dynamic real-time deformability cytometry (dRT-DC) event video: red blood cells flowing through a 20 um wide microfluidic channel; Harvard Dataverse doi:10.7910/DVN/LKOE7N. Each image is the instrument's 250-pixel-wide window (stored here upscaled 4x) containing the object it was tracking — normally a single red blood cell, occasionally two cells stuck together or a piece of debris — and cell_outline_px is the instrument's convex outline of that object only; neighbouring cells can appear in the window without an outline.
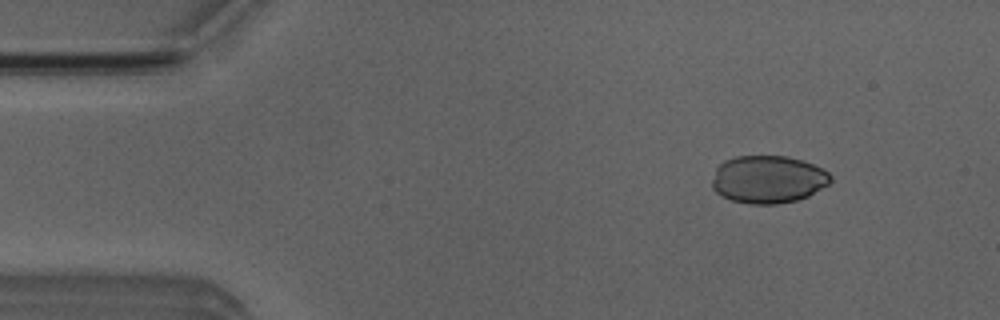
{"species": "Egyptian fruit bat (a non-hibernating species)", "species_latin": "Rousettus aegyptiacus", "temperature_condition": "room temperature", "stored_images_in_passage": 49, "camera_frame_rate_fps": 3000, "um_per_image_px": 0.085, "animal": {"sex": "male"}, "frame": {"image": 1, "passage_image": 6, "time_ms": 1.667, "image_size_px": [1000, 320], "cell_outline_px": [[832, 180], [828, 184], [808, 196], [796, 200], [776, 204], [752, 204], [732, 200], [716, 192], [712, 188], [712, 180], [716, 168], [724, 160], [736, 156], [788, 156], [812, 164], [828, 172], [832, 176]], "centroid_in_image_um": [65.28, 15.24], "position_along_channel_um": 19.7, "area_um2": 32.77}}
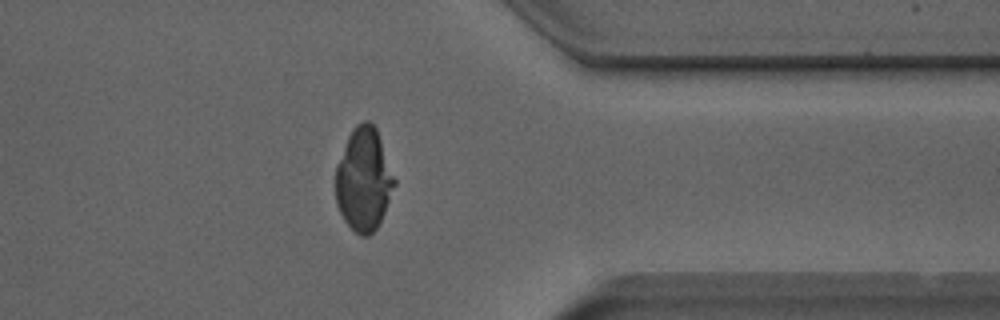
{"frame": {"image": 2, "passage_image": 40, "time_ms": 13.0, "image_size_px": [1000, 320], "cell_outline_px": [[396, 184], [384, 212], [376, 228], [368, 236], [360, 236], [344, 220], [336, 204], [336, 168], [348, 136], [352, 128], [356, 124], [364, 120], [368, 120], [376, 128], [396, 180]], "centroid_in_image_um": [30.92, 15.25], "position_along_channel_um": 380.5, "area_um2": 34.97}}
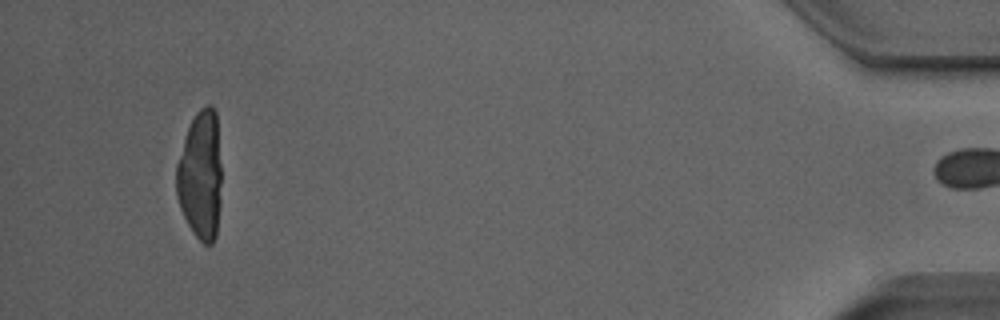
{"frame": {"image": 3, "passage_image": 48, "time_ms": 15.667, "image_size_px": [1000, 320], "cell_outline_px": [[220, 204], [216, 236], [212, 244], [204, 244], [192, 232], [180, 208], [176, 196], [176, 164], [188, 128], [196, 112], [204, 104], [212, 104], [216, 112], [220, 164]], "centroid_in_image_um": [17.03, 14.9], "position_along_channel_um": 418.2, "area_um2": 33.99}}